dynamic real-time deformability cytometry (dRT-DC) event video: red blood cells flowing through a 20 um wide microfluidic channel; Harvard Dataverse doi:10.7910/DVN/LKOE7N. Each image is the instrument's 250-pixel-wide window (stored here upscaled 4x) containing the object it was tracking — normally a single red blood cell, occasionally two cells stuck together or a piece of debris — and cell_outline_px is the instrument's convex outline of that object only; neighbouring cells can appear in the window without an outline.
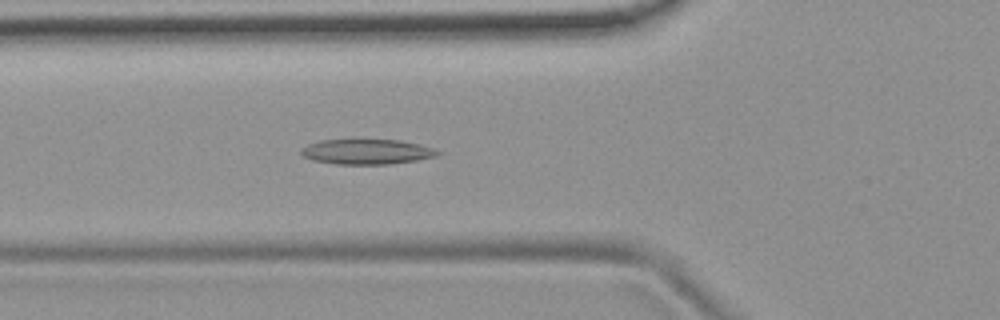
{"species": "common noctule bat (a hibernating species)", "species_latin": "Nyctalus noctula", "temperature_condition": "room temperature", "stored_images_in_passage": 5, "camera_frame_rate_fps": 3000, "um_per_image_px": 0.085, "animal": {"sex": "female", "body_mass_g": 19.9}, "frame": {"image": 1, "passage_image": 5, "time_ms": 4.667, "image_size_px": [1000, 320], "cell_outline_px": [[440, 152], [436, 156], [416, 160], [388, 164], [336, 164], [312, 160], [304, 156], [300, 152], [308, 144], [320, 140], [400, 140], [432, 148]], "centroid_in_image_um": [31.15, 12.9], "position_along_channel_um": 94.7, "area_um2": 19.59}}